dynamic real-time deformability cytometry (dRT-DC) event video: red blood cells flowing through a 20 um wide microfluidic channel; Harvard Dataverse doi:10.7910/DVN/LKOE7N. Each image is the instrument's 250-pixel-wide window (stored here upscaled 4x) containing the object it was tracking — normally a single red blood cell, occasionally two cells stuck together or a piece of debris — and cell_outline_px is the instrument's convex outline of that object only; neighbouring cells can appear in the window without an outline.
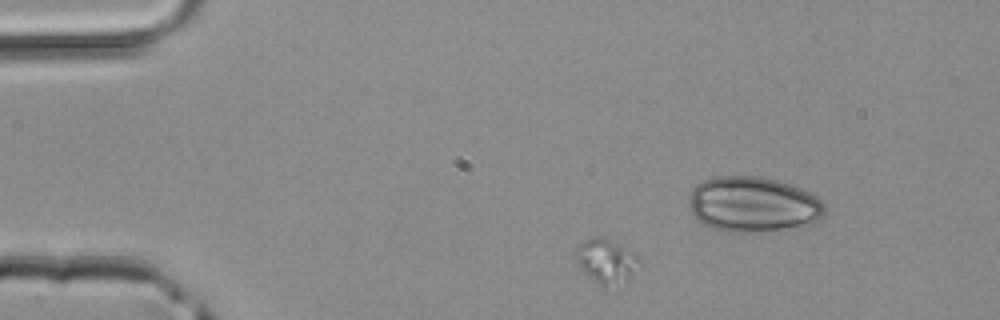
{"species": "common noctule bat (a hibernating species)", "species_latin": "Nyctalus noctula", "temperature_condition": "room temperature", "stored_images_in_passage": 45, "segment_of_instrument_passage": [2, 3], "camera_frame_rate_fps": 3000, "um_per_image_px": 0.085, "animal": {"sex": "male", "body_mass_g": 20.4}, "frame": {"image": 1, "passage_image": 6, "time_ms": 1.667, "image_size_px": [1000, 320], "cell_outline_px": [[640, 264], [628, 280], [604, 288], [584, 272], [576, 260], [572, 252], [572, 248], [576, 244], [584, 240], [596, 236], [604, 236], [640, 256]], "centroid_in_image_um": [51.49, 22.15], "position_along_channel_um": 33.5, "area_um2": 16.7}}